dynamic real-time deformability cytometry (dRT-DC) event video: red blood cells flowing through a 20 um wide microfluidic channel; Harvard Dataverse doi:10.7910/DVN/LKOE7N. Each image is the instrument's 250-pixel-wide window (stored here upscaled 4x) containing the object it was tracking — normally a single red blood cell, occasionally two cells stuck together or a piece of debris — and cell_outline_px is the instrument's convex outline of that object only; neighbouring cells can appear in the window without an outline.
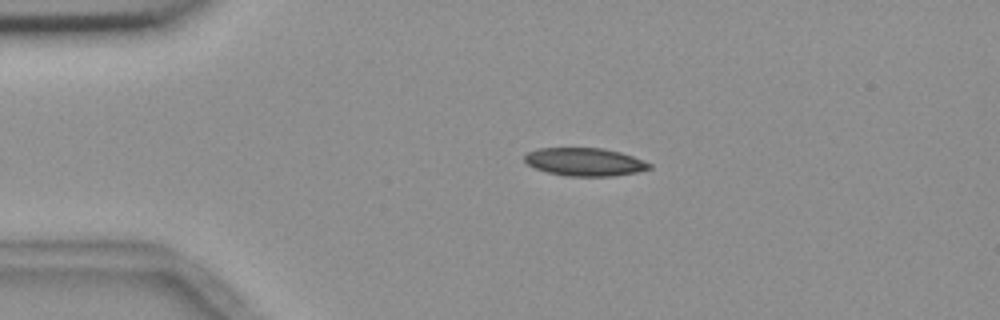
{"species": "common noctule bat (a hibernating species)", "species_latin": "Nyctalus noctula", "temperature_condition": "room temperature", "stored_images_in_passage": 45, "camera_frame_rate_fps": 3000, "um_per_image_px": 0.085, "animal": {"sex": "female", "body_mass_g": 18.4}, "frame": {"image": 1, "passage_image": 1, "time_ms": 0.0, "image_size_px": [1000, 320], "cell_outline_px": [[652, 168], [636, 172], [612, 176], [568, 176], [548, 172], [536, 168], [528, 164], [524, 160], [524, 156], [528, 152], [536, 148], [604, 148], [620, 152], [632, 156], [652, 164]], "centroid_in_image_um": [49.7, 13.75], "position_along_channel_um": 35.3, "area_um2": 20.29}}
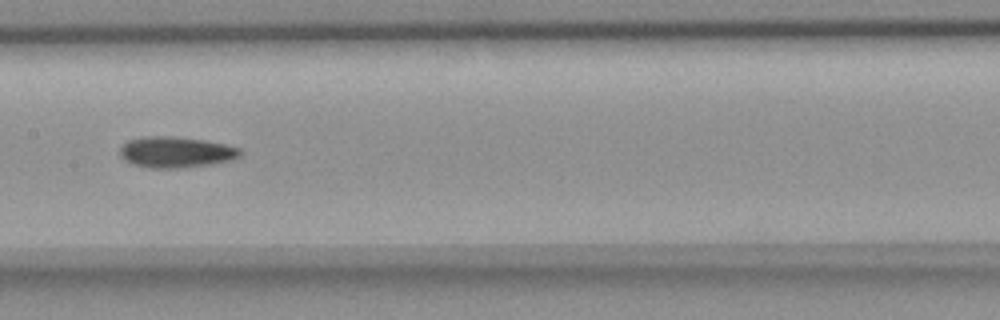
{"frame": {"image": 2, "passage_image": 17, "time_ms": 5.333, "image_size_px": [1000, 320], "cell_outline_px": [[244, 152], [240, 156], [232, 160], [212, 164], [180, 168], [152, 168], [132, 164], [124, 160], [120, 156], [120, 148], [128, 140], [144, 136], [168, 136], [204, 140], [224, 144], [240, 148]], "centroid_in_image_um": [14.96, 12.94], "position_along_channel_um": 192.4, "area_um2": 21.79}}
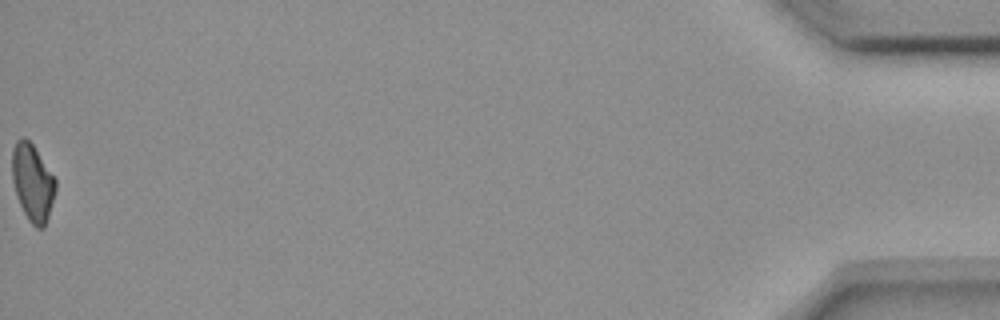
{"frame": {"image": 3, "passage_image": 45, "time_ms": 14.667, "image_size_px": [1000, 320], "cell_outline_px": [[56, 192], [44, 228], [36, 228], [28, 220], [16, 196], [12, 180], [12, 148], [16, 140], [20, 136], [24, 136], [32, 144], [56, 180]], "centroid_in_image_um": [2.75, 15.51], "position_along_channel_um": 432.4, "area_um2": 19.54}}